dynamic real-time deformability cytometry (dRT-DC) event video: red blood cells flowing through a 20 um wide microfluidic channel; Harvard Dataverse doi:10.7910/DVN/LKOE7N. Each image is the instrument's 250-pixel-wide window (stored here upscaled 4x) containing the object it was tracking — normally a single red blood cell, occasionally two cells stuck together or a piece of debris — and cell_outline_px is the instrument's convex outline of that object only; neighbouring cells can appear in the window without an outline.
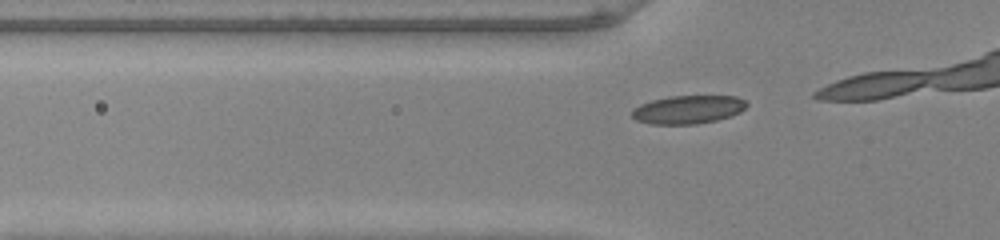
{"species": "common noctule bat (a hibernating species)", "species_latin": "Nyctalus noctula", "temperature_condition": "warm", "stored_images_in_passage": 7, "camera_frame_rate_fps": 3000, "um_per_image_px": 0.085, "animal": {"sex": "male", "body_mass_g": 20.0, "forearm_length_mm": 53.3}, "frame": {"image": 1, "passage_image": 4, "time_ms": 1.0, "image_size_px": [1000, 240], "cell_outline_px": [[748, 104], [740, 112], [732, 116], [716, 120], [696, 124], [652, 124], [636, 120], [632, 116], [632, 108], [640, 104], [652, 100], [668, 96], [736, 96], [744, 100]], "centroid_in_image_um": [58.47, 9.31], "position_along_channel_um": 67.3, "area_um2": 18.96}}